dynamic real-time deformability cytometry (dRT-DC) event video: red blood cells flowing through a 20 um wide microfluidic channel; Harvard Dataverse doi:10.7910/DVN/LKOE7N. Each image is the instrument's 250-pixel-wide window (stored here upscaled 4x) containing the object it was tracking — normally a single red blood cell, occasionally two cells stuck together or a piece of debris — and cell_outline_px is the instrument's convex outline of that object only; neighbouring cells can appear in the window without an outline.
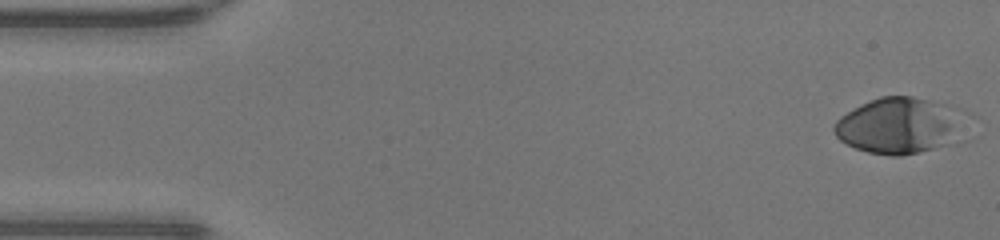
{"species": "human", "species_latin": "Homo sapiens", "temperature_condition": "warm", "stored_images_in_passage": 47, "camera_frame_rate_fps": 3000, "um_per_image_px": 0.085, "donor": {"sex": "male"}, "frame": {"image": 1, "passage_image": 1, "time_ms": 0.0, "image_size_px": [1000, 240], "cell_outline_px": [[948, 128], [940, 144], [932, 148], [900, 156], [892, 156], [868, 152], [856, 148], [840, 140], [836, 136], [832, 128], [836, 120], [840, 116], [860, 104], [880, 96], [912, 96], [944, 104], [948, 108]], "centroid_in_image_um": [75.97, 10.66], "position_along_channel_um": 9.0, "area_um2": 38.9}}
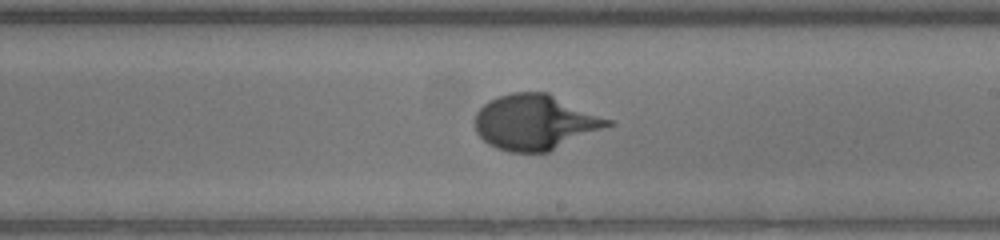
{"frame": {"image": 2, "passage_image": 27, "time_ms": 8.667, "image_size_px": [1000, 240], "cell_outline_px": [[616, 124], [548, 152], [508, 152], [496, 148], [488, 144], [476, 132], [476, 112], [488, 100], [512, 92], [548, 92], [612, 120]], "centroid_in_image_um": [45.51, 10.39], "position_along_channel_um": 243.5, "area_um2": 42.83}}
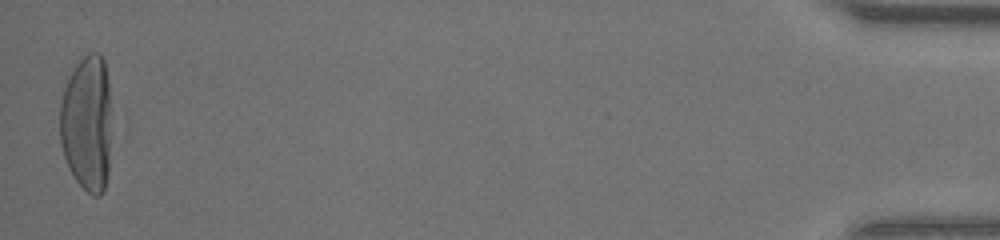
{"frame": {"image": 3, "passage_image": 47, "time_ms": 15.333, "image_size_px": [1000, 240], "cell_outline_px": [[108, 172], [104, 188], [100, 196], [92, 196], [76, 180], [68, 168], [60, 144], [60, 104], [64, 88], [76, 64], [88, 52], [100, 52], [104, 60], [108, 80]], "centroid_in_image_um": [7.35, 10.47], "position_along_channel_um": 427.8, "area_um2": 40.34}}